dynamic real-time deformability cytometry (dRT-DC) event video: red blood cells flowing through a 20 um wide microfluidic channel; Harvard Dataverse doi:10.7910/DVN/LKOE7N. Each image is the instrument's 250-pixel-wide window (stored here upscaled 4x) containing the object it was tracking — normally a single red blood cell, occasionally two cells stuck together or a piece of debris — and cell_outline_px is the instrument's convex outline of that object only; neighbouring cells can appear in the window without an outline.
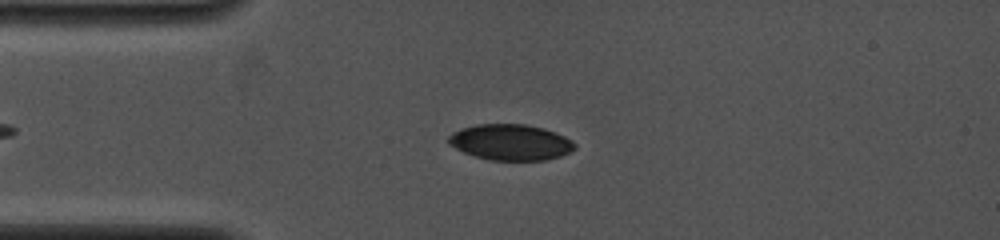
{"species": "common noctule bat (a hibernating species)", "species_latin": "Nyctalus noctula", "temperature_condition": "cold", "stored_images_in_passage": 4, "camera_frame_rate_fps": 4000, "um_per_image_px": 0.085, "animal": {"sex": "female", "body_mass_g": 19.0, "forearm_length_mm": 53.3}, "frame": {"image": 1, "passage_image": 3, "time_ms": 2.0, "image_size_px": [1000, 240], "cell_outline_px": [[576, 148], [560, 156], [544, 160], [492, 160], [476, 156], [464, 152], [448, 144], [448, 136], [452, 132], [476, 124], [524, 124], [544, 128], [556, 132], [572, 140], [576, 144]], "centroid_in_image_um": [43.41, 12.08], "position_along_channel_um": 41.6, "area_um2": 26.3}}